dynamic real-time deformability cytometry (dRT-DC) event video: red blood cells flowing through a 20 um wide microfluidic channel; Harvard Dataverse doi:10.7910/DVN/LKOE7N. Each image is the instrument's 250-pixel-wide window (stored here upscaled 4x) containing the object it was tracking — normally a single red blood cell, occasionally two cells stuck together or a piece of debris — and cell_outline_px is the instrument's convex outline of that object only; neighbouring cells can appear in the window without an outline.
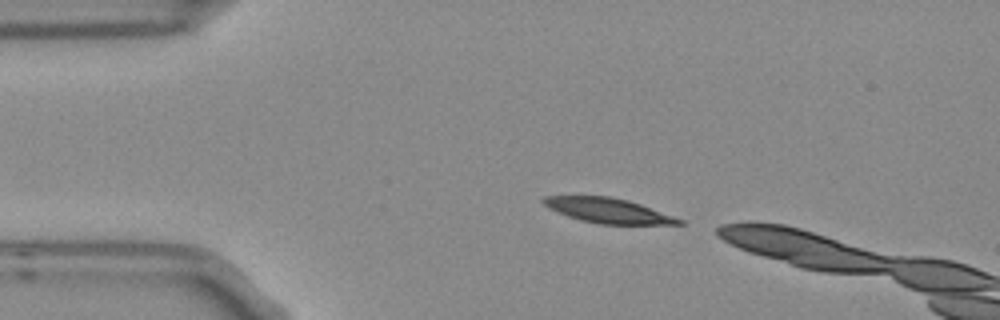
{"species": "Egyptian fruit bat (a non-hibernating species)", "species_latin": "Rousettus aegyptiacus", "temperature_condition": "room temperature", "stored_images_in_passage": 2, "camera_frame_rate_fps": 3000, "um_per_image_px": 0.085, "frame": {"image": 1, "passage_image": 1, "time_ms": 0.0, "image_size_px": [1000, 320], "cell_outline_px": [[684, 224], [600, 224], [580, 220], [568, 216], [544, 204], [540, 200], [544, 196], [608, 196], [628, 200], [640, 204], [684, 220]], "centroid_in_image_um": [51.71, 17.89], "position_along_channel_um": 33.3, "area_um2": 19.31}}